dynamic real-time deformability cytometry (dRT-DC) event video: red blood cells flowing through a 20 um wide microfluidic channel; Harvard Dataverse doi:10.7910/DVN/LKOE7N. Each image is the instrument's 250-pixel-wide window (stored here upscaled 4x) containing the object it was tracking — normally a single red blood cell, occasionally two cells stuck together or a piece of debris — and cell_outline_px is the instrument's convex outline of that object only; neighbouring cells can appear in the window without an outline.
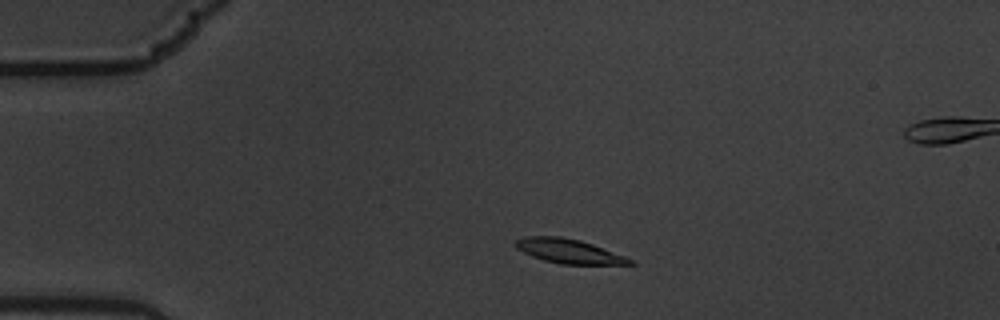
{"species": "common noctule bat (a hibernating species)", "species_latin": "Nyctalus noctula", "temperature_condition": "warm", "stored_images_in_passage": 4, "camera_frame_rate_fps": 3000, "um_per_image_px": 0.085, "animal": {"sex": "male", "body_mass_g": 19.5, "forearm_length_mm": 54.6}, "frame": {"image": 1, "passage_image": 2, "time_ms": 0.333, "image_size_px": [1000, 320], "cell_outline_px": [[636, 264], [560, 264], [544, 260], [532, 256], [516, 248], [512, 244], [516, 240], [524, 236], [560, 236], [580, 240], [592, 244], [636, 260]], "centroid_in_image_um": [48.34, 21.34], "position_along_channel_um": 36.7, "area_um2": 16.24}}